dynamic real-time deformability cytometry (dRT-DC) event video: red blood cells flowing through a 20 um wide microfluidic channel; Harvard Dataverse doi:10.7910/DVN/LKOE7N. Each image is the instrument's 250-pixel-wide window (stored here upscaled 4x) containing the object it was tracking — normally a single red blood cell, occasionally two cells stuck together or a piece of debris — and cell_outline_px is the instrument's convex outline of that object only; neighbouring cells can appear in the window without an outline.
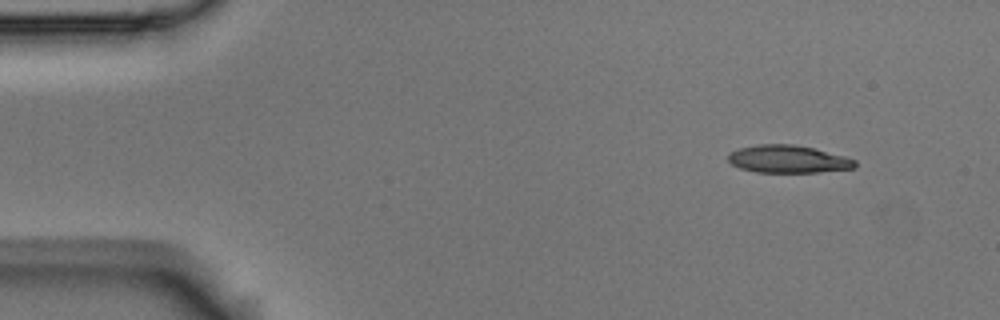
{"species": "Egyptian fruit bat (a non-hibernating species)", "species_latin": "Rousettus aegyptiacus", "temperature_condition": "room temperature", "stored_images_in_passage": 4, "camera_frame_rate_fps": 3000, "um_per_image_px": 0.085, "animal": {"sex": "male"}, "frame": {"image": 1, "passage_image": 1, "time_ms": 0.0, "image_size_px": [1000, 320], "cell_outline_px": [[856, 168], [820, 172], [756, 172], [740, 168], [732, 164], [728, 160], [728, 152], [740, 148], [760, 144], [792, 144], [816, 148], [844, 156], [856, 160]], "centroid_in_image_um": [67.0, 13.52], "position_along_channel_um": 18.0, "area_um2": 20.52}}
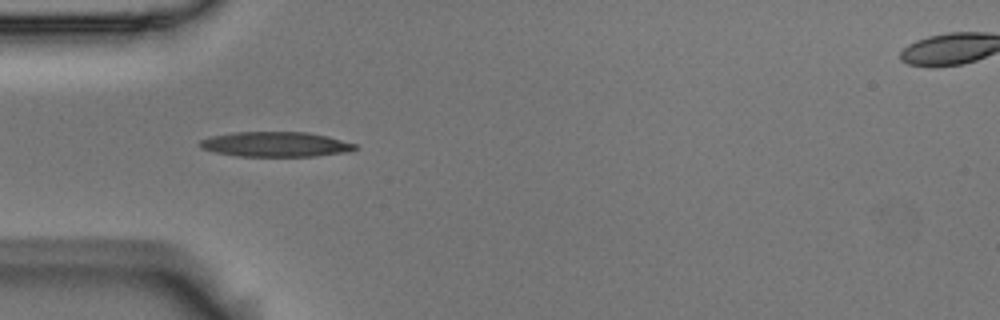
{"frame": {"image": 2, "passage_image": 4, "time_ms": 1.0, "image_size_px": [1000, 320], "cell_outline_px": [[356, 148], [352, 152], [316, 156], [236, 156], [216, 152], [200, 148], [196, 144], [200, 140], [212, 136], [236, 132], [308, 132], [328, 136], [356, 144]], "centroid_in_image_um": [23.44, 12.27], "position_along_channel_um": 61.6, "area_um2": 22.72}}